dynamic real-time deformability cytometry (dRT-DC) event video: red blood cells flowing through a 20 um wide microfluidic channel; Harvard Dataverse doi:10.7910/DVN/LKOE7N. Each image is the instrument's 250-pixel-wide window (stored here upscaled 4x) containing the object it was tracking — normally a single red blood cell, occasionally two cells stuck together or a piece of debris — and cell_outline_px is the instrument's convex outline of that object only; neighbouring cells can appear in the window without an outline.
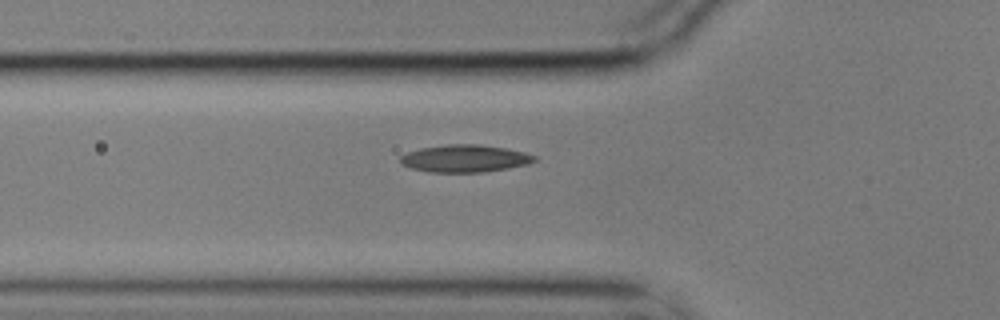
{"species": "common noctule bat (a hibernating species)", "species_latin": "Nyctalus noctula", "temperature_condition": "cold", "stored_images_in_passage": 40, "camera_frame_rate_fps": 3000, "um_per_image_px": 0.085, "animal": {"sex": "male", "body_mass_g": 17.9}, "frame": {"image": 1, "passage_image": 5, "time_ms": 1.333, "image_size_px": [1000, 320], "cell_outline_px": [[536, 160], [528, 164], [508, 168], [484, 172], [428, 172], [412, 168], [400, 164], [400, 156], [408, 152], [420, 148], [448, 144], [476, 144], [508, 148], [524, 152], [536, 156]], "centroid_in_image_um": [39.51, 13.47], "position_along_channel_um": 86.3, "area_um2": 21.44}}
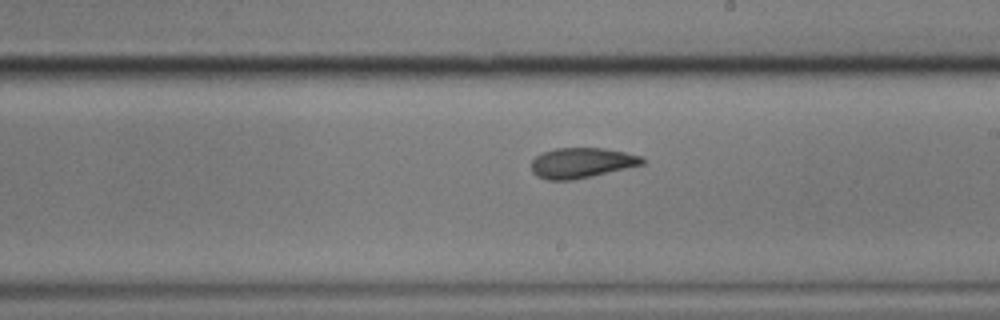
{"frame": {"image": 2, "passage_image": 18, "time_ms": 5.667, "image_size_px": [1000, 320], "cell_outline_px": [[644, 164], [592, 176], [572, 180], [544, 180], [536, 176], [532, 172], [532, 160], [536, 156], [544, 152], [556, 148], [604, 148], [644, 156]], "centroid_in_image_um": [49.43, 13.85], "position_along_channel_um": 239.6, "area_um2": 19.59}}
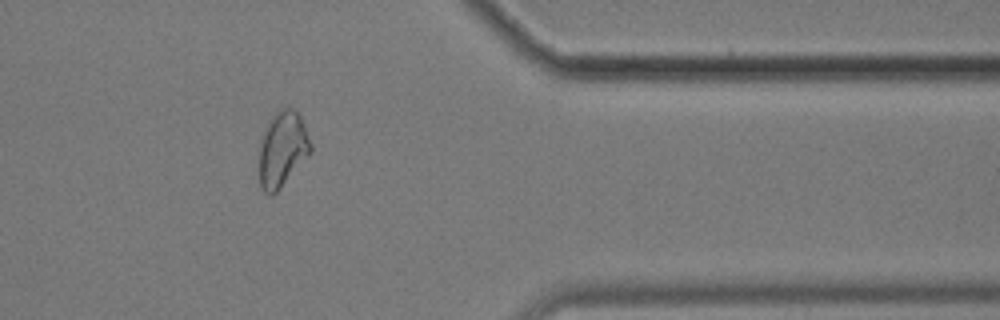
{"frame": {"image": 3, "passage_image": 32, "time_ms": 10.333, "image_size_px": [1000, 320], "cell_outline_px": [[312, 152], [280, 188], [272, 196], [268, 196], [260, 188], [260, 136], [268, 120], [280, 108], [292, 108], [300, 116], [312, 144]], "centroid_in_image_um": [23.99, 12.68], "position_along_channel_um": 387.4, "area_um2": 22.77}, "authors_computed_cell_mechanics": {"area_um2": 20.2011, "velocity_mm_per_s": 3.5257, "shape_relaxation_time_tau1_ms": null, "shape_relaxation_time_tau2_ms": 3.0944, "deformation_change_tau1": null, "deformation_change_tau2": 0.0933}}